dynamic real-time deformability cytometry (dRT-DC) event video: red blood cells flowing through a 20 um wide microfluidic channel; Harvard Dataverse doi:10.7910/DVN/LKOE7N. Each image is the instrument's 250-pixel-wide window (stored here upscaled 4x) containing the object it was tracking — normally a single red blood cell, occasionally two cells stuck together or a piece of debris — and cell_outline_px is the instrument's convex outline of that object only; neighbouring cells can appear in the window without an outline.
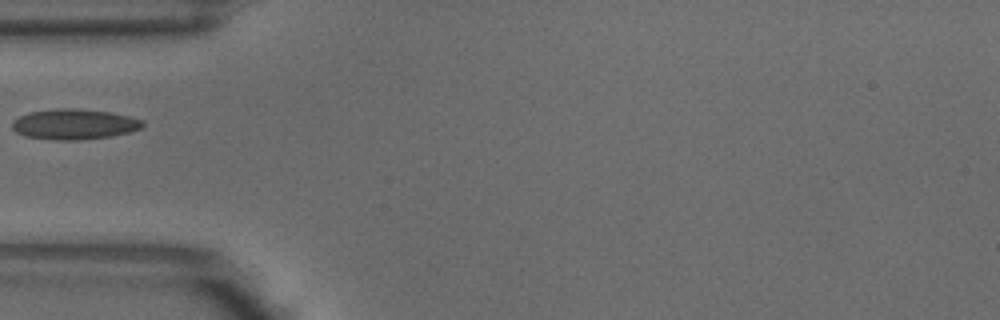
{"species": "common noctule bat (a hibernating species)", "species_latin": "Nyctalus noctula", "temperature_condition": "warm", "stored_images_in_passage": 4, "camera_frame_rate_fps": 3000, "um_per_image_px": 0.085, "animal": {"sex": "male", "body_mass_g": 18.8}, "frame": {"image": 1, "passage_image": 4, "time_ms": 1.0, "image_size_px": [1000, 320], "cell_outline_px": [[144, 124], [140, 128], [128, 132], [108, 136], [76, 140], [56, 140], [24, 136], [16, 132], [12, 128], [12, 120], [28, 112], [56, 108], [72, 108], [108, 112], [128, 116], [140, 120]], "centroid_in_image_um": [6.22, 10.55], "position_along_channel_um": 78.8, "area_um2": 22.83}}